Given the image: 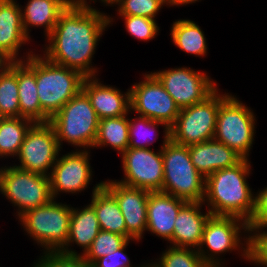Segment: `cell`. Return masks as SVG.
<instances>
[{
	"instance_id": "1",
	"label": "cell",
	"mask_w": 267,
	"mask_h": 267,
	"mask_svg": "<svg viewBox=\"0 0 267 267\" xmlns=\"http://www.w3.org/2000/svg\"><path fill=\"white\" fill-rule=\"evenodd\" d=\"M110 22V17L87 4L64 11L48 36L51 45L46 47L44 57L94 79L96 70L90 68L91 58Z\"/></svg>"
},
{
	"instance_id": "2",
	"label": "cell",
	"mask_w": 267,
	"mask_h": 267,
	"mask_svg": "<svg viewBox=\"0 0 267 267\" xmlns=\"http://www.w3.org/2000/svg\"><path fill=\"white\" fill-rule=\"evenodd\" d=\"M242 159L235 166L220 169L206 177L205 197L211 215L235 216L243 219L240 228L248 231V222L255 211V197L246 182L250 163Z\"/></svg>"
},
{
	"instance_id": "3",
	"label": "cell",
	"mask_w": 267,
	"mask_h": 267,
	"mask_svg": "<svg viewBox=\"0 0 267 267\" xmlns=\"http://www.w3.org/2000/svg\"><path fill=\"white\" fill-rule=\"evenodd\" d=\"M163 158V187L160 192L186 202H205L206 178L196 170L188 146L170 140V128H165Z\"/></svg>"
},
{
	"instance_id": "4",
	"label": "cell",
	"mask_w": 267,
	"mask_h": 267,
	"mask_svg": "<svg viewBox=\"0 0 267 267\" xmlns=\"http://www.w3.org/2000/svg\"><path fill=\"white\" fill-rule=\"evenodd\" d=\"M44 59L36 55V83L42 108V123H48L82 90L86 77L75 69L55 64L46 57Z\"/></svg>"
},
{
	"instance_id": "5",
	"label": "cell",
	"mask_w": 267,
	"mask_h": 267,
	"mask_svg": "<svg viewBox=\"0 0 267 267\" xmlns=\"http://www.w3.org/2000/svg\"><path fill=\"white\" fill-rule=\"evenodd\" d=\"M49 123L56 132L59 147L63 140L84 148L94 146L99 118L83 90L70 99Z\"/></svg>"
},
{
	"instance_id": "6",
	"label": "cell",
	"mask_w": 267,
	"mask_h": 267,
	"mask_svg": "<svg viewBox=\"0 0 267 267\" xmlns=\"http://www.w3.org/2000/svg\"><path fill=\"white\" fill-rule=\"evenodd\" d=\"M229 95H218L217 89L204 101L180 109L177 119L170 127V140L190 146L214 139L220 104Z\"/></svg>"
},
{
	"instance_id": "7",
	"label": "cell",
	"mask_w": 267,
	"mask_h": 267,
	"mask_svg": "<svg viewBox=\"0 0 267 267\" xmlns=\"http://www.w3.org/2000/svg\"><path fill=\"white\" fill-rule=\"evenodd\" d=\"M71 214L72 207L52 199L44 206L26 211L19 218L30 236L49 252L65 249Z\"/></svg>"
},
{
	"instance_id": "8",
	"label": "cell",
	"mask_w": 267,
	"mask_h": 267,
	"mask_svg": "<svg viewBox=\"0 0 267 267\" xmlns=\"http://www.w3.org/2000/svg\"><path fill=\"white\" fill-rule=\"evenodd\" d=\"M0 192L18 206L20 217L26 211L44 206L53 198L48 176L17 166L0 169Z\"/></svg>"
},
{
	"instance_id": "9",
	"label": "cell",
	"mask_w": 267,
	"mask_h": 267,
	"mask_svg": "<svg viewBox=\"0 0 267 267\" xmlns=\"http://www.w3.org/2000/svg\"><path fill=\"white\" fill-rule=\"evenodd\" d=\"M254 120L252 111L229 95L219 106L214 139L248 159L254 140Z\"/></svg>"
},
{
	"instance_id": "10",
	"label": "cell",
	"mask_w": 267,
	"mask_h": 267,
	"mask_svg": "<svg viewBox=\"0 0 267 267\" xmlns=\"http://www.w3.org/2000/svg\"><path fill=\"white\" fill-rule=\"evenodd\" d=\"M131 110L165 123L169 128L174 124L180 108L164 89L160 81L151 73L145 74V80L134 84L130 89Z\"/></svg>"
},
{
	"instance_id": "11",
	"label": "cell",
	"mask_w": 267,
	"mask_h": 267,
	"mask_svg": "<svg viewBox=\"0 0 267 267\" xmlns=\"http://www.w3.org/2000/svg\"><path fill=\"white\" fill-rule=\"evenodd\" d=\"M59 151L60 147L53 126L49 122L33 123L20 147L18 156L21 164L17 167L49 176L46 173L56 163Z\"/></svg>"
},
{
	"instance_id": "12",
	"label": "cell",
	"mask_w": 267,
	"mask_h": 267,
	"mask_svg": "<svg viewBox=\"0 0 267 267\" xmlns=\"http://www.w3.org/2000/svg\"><path fill=\"white\" fill-rule=\"evenodd\" d=\"M182 109L204 101L217 88L204 73L189 68L163 70L152 73Z\"/></svg>"
},
{
	"instance_id": "13",
	"label": "cell",
	"mask_w": 267,
	"mask_h": 267,
	"mask_svg": "<svg viewBox=\"0 0 267 267\" xmlns=\"http://www.w3.org/2000/svg\"><path fill=\"white\" fill-rule=\"evenodd\" d=\"M160 152L146 149L128 148L122 153L125 179L120 183L145 189L150 192L161 191L163 187V158Z\"/></svg>"
},
{
	"instance_id": "14",
	"label": "cell",
	"mask_w": 267,
	"mask_h": 267,
	"mask_svg": "<svg viewBox=\"0 0 267 267\" xmlns=\"http://www.w3.org/2000/svg\"><path fill=\"white\" fill-rule=\"evenodd\" d=\"M103 187L116 199L125 219L127 233L139 240L147 229V202L149 191L124 185L116 180L103 182Z\"/></svg>"
},
{
	"instance_id": "15",
	"label": "cell",
	"mask_w": 267,
	"mask_h": 267,
	"mask_svg": "<svg viewBox=\"0 0 267 267\" xmlns=\"http://www.w3.org/2000/svg\"><path fill=\"white\" fill-rule=\"evenodd\" d=\"M88 160L87 151L72 152L57 159L49 175L53 199L59 194L58 192L76 193L87 187L91 180V169Z\"/></svg>"
},
{
	"instance_id": "16",
	"label": "cell",
	"mask_w": 267,
	"mask_h": 267,
	"mask_svg": "<svg viewBox=\"0 0 267 267\" xmlns=\"http://www.w3.org/2000/svg\"><path fill=\"white\" fill-rule=\"evenodd\" d=\"M240 220L242 221L243 219L223 215H210L207 219L198 253L210 267H220V263H217L212 255H205V251L201 249V246L206 244L214 255L215 253H223L232 249L236 250L237 246H240V237L238 235L240 228L237 225Z\"/></svg>"
},
{
	"instance_id": "17",
	"label": "cell",
	"mask_w": 267,
	"mask_h": 267,
	"mask_svg": "<svg viewBox=\"0 0 267 267\" xmlns=\"http://www.w3.org/2000/svg\"><path fill=\"white\" fill-rule=\"evenodd\" d=\"M186 201L160 191L150 192L147 202V229L171 241L174 222Z\"/></svg>"
},
{
	"instance_id": "18",
	"label": "cell",
	"mask_w": 267,
	"mask_h": 267,
	"mask_svg": "<svg viewBox=\"0 0 267 267\" xmlns=\"http://www.w3.org/2000/svg\"><path fill=\"white\" fill-rule=\"evenodd\" d=\"M191 162L205 178L220 169L238 164L243 158L233 149L215 140L188 146Z\"/></svg>"
},
{
	"instance_id": "19",
	"label": "cell",
	"mask_w": 267,
	"mask_h": 267,
	"mask_svg": "<svg viewBox=\"0 0 267 267\" xmlns=\"http://www.w3.org/2000/svg\"><path fill=\"white\" fill-rule=\"evenodd\" d=\"M82 90L89 97L99 120L126 115L131 109L130 89L123 95L119 89L105 86L99 83L96 78L93 80L91 77H86Z\"/></svg>"
},
{
	"instance_id": "20",
	"label": "cell",
	"mask_w": 267,
	"mask_h": 267,
	"mask_svg": "<svg viewBox=\"0 0 267 267\" xmlns=\"http://www.w3.org/2000/svg\"><path fill=\"white\" fill-rule=\"evenodd\" d=\"M203 202H186L178 212L174 222L171 243L173 247H200L203 229L211 213L205 215L200 212Z\"/></svg>"
},
{
	"instance_id": "21",
	"label": "cell",
	"mask_w": 267,
	"mask_h": 267,
	"mask_svg": "<svg viewBox=\"0 0 267 267\" xmlns=\"http://www.w3.org/2000/svg\"><path fill=\"white\" fill-rule=\"evenodd\" d=\"M21 14L22 10L14 0H9L0 12V54L9 62L22 61L16 55L29 38L23 30Z\"/></svg>"
},
{
	"instance_id": "22",
	"label": "cell",
	"mask_w": 267,
	"mask_h": 267,
	"mask_svg": "<svg viewBox=\"0 0 267 267\" xmlns=\"http://www.w3.org/2000/svg\"><path fill=\"white\" fill-rule=\"evenodd\" d=\"M27 63L18 61V93L20 117L42 123V108L37 93L36 56L28 54Z\"/></svg>"
},
{
	"instance_id": "23",
	"label": "cell",
	"mask_w": 267,
	"mask_h": 267,
	"mask_svg": "<svg viewBox=\"0 0 267 267\" xmlns=\"http://www.w3.org/2000/svg\"><path fill=\"white\" fill-rule=\"evenodd\" d=\"M91 205L95 209L101 230L133 239L126 230L125 219L116 199L103 187V182L93 189Z\"/></svg>"
},
{
	"instance_id": "24",
	"label": "cell",
	"mask_w": 267,
	"mask_h": 267,
	"mask_svg": "<svg viewBox=\"0 0 267 267\" xmlns=\"http://www.w3.org/2000/svg\"><path fill=\"white\" fill-rule=\"evenodd\" d=\"M100 230L101 228L95 214V209L91 204L80 211L72 208L66 245L68 246L69 242H75L79 246H82V248L84 247L85 253Z\"/></svg>"
},
{
	"instance_id": "25",
	"label": "cell",
	"mask_w": 267,
	"mask_h": 267,
	"mask_svg": "<svg viewBox=\"0 0 267 267\" xmlns=\"http://www.w3.org/2000/svg\"><path fill=\"white\" fill-rule=\"evenodd\" d=\"M64 10L50 0H29L22 13V26L27 37L28 26H44L49 36Z\"/></svg>"
},
{
	"instance_id": "26",
	"label": "cell",
	"mask_w": 267,
	"mask_h": 267,
	"mask_svg": "<svg viewBox=\"0 0 267 267\" xmlns=\"http://www.w3.org/2000/svg\"><path fill=\"white\" fill-rule=\"evenodd\" d=\"M0 114L3 118L20 117L18 61L8 62L0 70Z\"/></svg>"
},
{
	"instance_id": "27",
	"label": "cell",
	"mask_w": 267,
	"mask_h": 267,
	"mask_svg": "<svg viewBox=\"0 0 267 267\" xmlns=\"http://www.w3.org/2000/svg\"><path fill=\"white\" fill-rule=\"evenodd\" d=\"M110 144L122 154L129 147V119L126 115L99 120L97 137L93 147Z\"/></svg>"
},
{
	"instance_id": "28",
	"label": "cell",
	"mask_w": 267,
	"mask_h": 267,
	"mask_svg": "<svg viewBox=\"0 0 267 267\" xmlns=\"http://www.w3.org/2000/svg\"><path fill=\"white\" fill-rule=\"evenodd\" d=\"M32 123V120L24 117H7L0 121V156L18 155Z\"/></svg>"
},
{
	"instance_id": "29",
	"label": "cell",
	"mask_w": 267,
	"mask_h": 267,
	"mask_svg": "<svg viewBox=\"0 0 267 267\" xmlns=\"http://www.w3.org/2000/svg\"><path fill=\"white\" fill-rule=\"evenodd\" d=\"M171 36L175 45L190 54H206L207 45L203 31L190 20H178L173 23Z\"/></svg>"
},
{
	"instance_id": "30",
	"label": "cell",
	"mask_w": 267,
	"mask_h": 267,
	"mask_svg": "<svg viewBox=\"0 0 267 267\" xmlns=\"http://www.w3.org/2000/svg\"><path fill=\"white\" fill-rule=\"evenodd\" d=\"M129 239L117 233L100 230L88 250L83 253V258L92 265L102 256L114 253Z\"/></svg>"
},
{
	"instance_id": "31",
	"label": "cell",
	"mask_w": 267,
	"mask_h": 267,
	"mask_svg": "<svg viewBox=\"0 0 267 267\" xmlns=\"http://www.w3.org/2000/svg\"><path fill=\"white\" fill-rule=\"evenodd\" d=\"M190 248L170 247L163 253L154 267H210L204 262L197 250Z\"/></svg>"
},
{
	"instance_id": "32",
	"label": "cell",
	"mask_w": 267,
	"mask_h": 267,
	"mask_svg": "<svg viewBox=\"0 0 267 267\" xmlns=\"http://www.w3.org/2000/svg\"><path fill=\"white\" fill-rule=\"evenodd\" d=\"M40 260L34 267H92L82 255L67 249L49 251Z\"/></svg>"
},
{
	"instance_id": "33",
	"label": "cell",
	"mask_w": 267,
	"mask_h": 267,
	"mask_svg": "<svg viewBox=\"0 0 267 267\" xmlns=\"http://www.w3.org/2000/svg\"><path fill=\"white\" fill-rule=\"evenodd\" d=\"M168 0H121L118 5L120 16H143L154 19L162 5Z\"/></svg>"
},
{
	"instance_id": "34",
	"label": "cell",
	"mask_w": 267,
	"mask_h": 267,
	"mask_svg": "<svg viewBox=\"0 0 267 267\" xmlns=\"http://www.w3.org/2000/svg\"><path fill=\"white\" fill-rule=\"evenodd\" d=\"M157 124H162V125H165L166 128H169L165 123L151 120L150 118H147L144 116H139V118L137 120H134V122L132 120H129V147L128 148L146 149L147 148L146 146L149 144L148 141L151 135L150 133H152V131L153 132L155 131V126H157ZM141 128L144 129V131H141L142 130ZM137 136H140L141 138H143L144 141L146 140L145 142L143 141L145 144L140 143V141L138 142L134 140V137H137Z\"/></svg>"
},
{
	"instance_id": "35",
	"label": "cell",
	"mask_w": 267,
	"mask_h": 267,
	"mask_svg": "<svg viewBox=\"0 0 267 267\" xmlns=\"http://www.w3.org/2000/svg\"><path fill=\"white\" fill-rule=\"evenodd\" d=\"M126 29L133 37L141 40H151L159 28L154 19L143 16H123Z\"/></svg>"
},
{
	"instance_id": "36",
	"label": "cell",
	"mask_w": 267,
	"mask_h": 267,
	"mask_svg": "<svg viewBox=\"0 0 267 267\" xmlns=\"http://www.w3.org/2000/svg\"><path fill=\"white\" fill-rule=\"evenodd\" d=\"M256 233L247 238L246 249H244V258L255 263L267 266V232Z\"/></svg>"
},
{
	"instance_id": "37",
	"label": "cell",
	"mask_w": 267,
	"mask_h": 267,
	"mask_svg": "<svg viewBox=\"0 0 267 267\" xmlns=\"http://www.w3.org/2000/svg\"><path fill=\"white\" fill-rule=\"evenodd\" d=\"M267 227V187L255 196V211L248 222V232Z\"/></svg>"
},
{
	"instance_id": "38",
	"label": "cell",
	"mask_w": 267,
	"mask_h": 267,
	"mask_svg": "<svg viewBox=\"0 0 267 267\" xmlns=\"http://www.w3.org/2000/svg\"><path fill=\"white\" fill-rule=\"evenodd\" d=\"M129 240L114 253L105 255L97 259L92 267H131L130 260L125 253L124 249L128 245ZM121 258V259H120Z\"/></svg>"
},
{
	"instance_id": "39",
	"label": "cell",
	"mask_w": 267,
	"mask_h": 267,
	"mask_svg": "<svg viewBox=\"0 0 267 267\" xmlns=\"http://www.w3.org/2000/svg\"><path fill=\"white\" fill-rule=\"evenodd\" d=\"M50 1L59 5L64 11L72 9L79 5L76 0H50Z\"/></svg>"
},
{
	"instance_id": "40",
	"label": "cell",
	"mask_w": 267,
	"mask_h": 267,
	"mask_svg": "<svg viewBox=\"0 0 267 267\" xmlns=\"http://www.w3.org/2000/svg\"><path fill=\"white\" fill-rule=\"evenodd\" d=\"M195 1H197V0H168V4L181 5V4L192 3V2H195Z\"/></svg>"
},
{
	"instance_id": "41",
	"label": "cell",
	"mask_w": 267,
	"mask_h": 267,
	"mask_svg": "<svg viewBox=\"0 0 267 267\" xmlns=\"http://www.w3.org/2000/svg\"><path fill=\"white\" fill-rule=\"evenodd\" d=\"M8 60H6L2 54H0V68L3 69L7 64H8ZM0 69V70H1Z\"/></svg>"
},
{
	"instance_id": "42",
	"label": "cell",
	"mask_w": 267,
	"mask_h": 267,
	"mask_svg": "<svg viewBox=\"0 0 267 267\" xmlns=\"http://www.w3.org/2000/svg\"><path fill=\"white\" fill-rule=\"evenodd\" d=\"M103 2H105L106 4H114V3H119L121 0H101Z\"/></svg>"
},
{
	"instance_id": "43",
	"label": "cell",
	"mask_w": 267,
	"mask_h": 267,
	"mask_svg": "<svg viewBox=\"0 0 267 267\" xmlns=\"http://www.w3.org/2000/svg\"><path fill=\"white\" fill-rule=\"evenodd\" d=\"M9 0H0V12L2 7L8 2Z\"/></svg>"
},
{
	"instance_id": "44",
	"label": "cell",
	"mask_w": 267,
	"mask_h": 267,
	"mask_svg": "<svg viewBox=\"0 0 267 267\" xmlns=\"http://www.w3.org/2000/svg\"><path fill=\"white\" fill-rule=\"evenodd\" d=\"M76 1L79 5H86L87 3L85 0H76Z\"/></svg>"
},
{
	"instance_id": "45",
	"label": "cell",
	"mask_w": 267,
	"mask_h": 267,
	"mask_svg": "<svg viewBox=\"0 0 267 267\" xmlns=\"http://www.w3.org/2000/svg\"><path fill=\"white\" fill-rule=\"evenodd\" d=\"M150 265H151V266H150ZM150 265H149V266H148V265H146V266H142V267H147V266H148V267H154L152 264H150Z\"/></svg>"
}]
</instances>
